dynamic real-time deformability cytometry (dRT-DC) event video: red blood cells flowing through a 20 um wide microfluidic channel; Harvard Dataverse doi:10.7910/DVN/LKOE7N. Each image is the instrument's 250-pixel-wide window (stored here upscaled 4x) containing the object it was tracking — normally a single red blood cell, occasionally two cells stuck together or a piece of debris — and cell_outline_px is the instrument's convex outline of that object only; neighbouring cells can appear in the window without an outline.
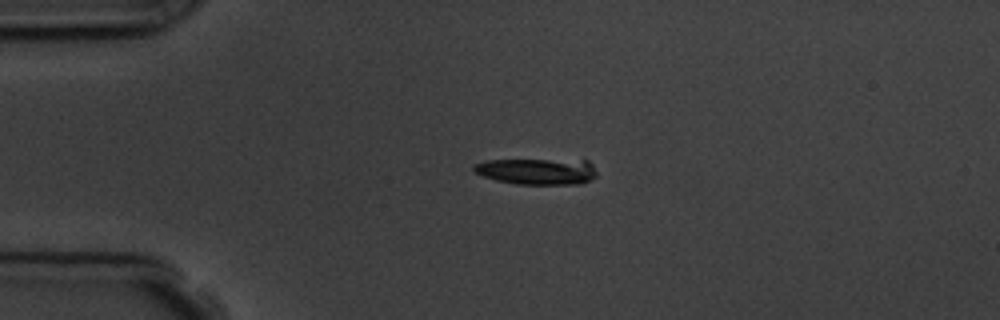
{"species": "common noctule bat (a hibernating species)", "species_latin": "Nyctalus noctula", "temperature_condition": "room temperature", "stored_images_in_passage": 4, "camera_frame_rate_fps": 3000, "um_per_image_px": 0.085, "animal": {"sex": "male", "body_mass_g": 19.5, "forearm_length_mm": 54.6}, "frame": {"image": 1, "passage_image": 3, "time_ms": 2.667, "image_size_px": [1000, 320], "cell_outline_px": [[596, 176], [580, 184], [516, 184], [496, 180], [484, 176], [476, 172], [472, 168], [472, 164], [488, 160], [588, 160], [592, 164], [596, 172]], "centroid_in_image_um": [45.65, 14.56], "position_along_channel_um": 39.3, "area_um2": 18.73}}